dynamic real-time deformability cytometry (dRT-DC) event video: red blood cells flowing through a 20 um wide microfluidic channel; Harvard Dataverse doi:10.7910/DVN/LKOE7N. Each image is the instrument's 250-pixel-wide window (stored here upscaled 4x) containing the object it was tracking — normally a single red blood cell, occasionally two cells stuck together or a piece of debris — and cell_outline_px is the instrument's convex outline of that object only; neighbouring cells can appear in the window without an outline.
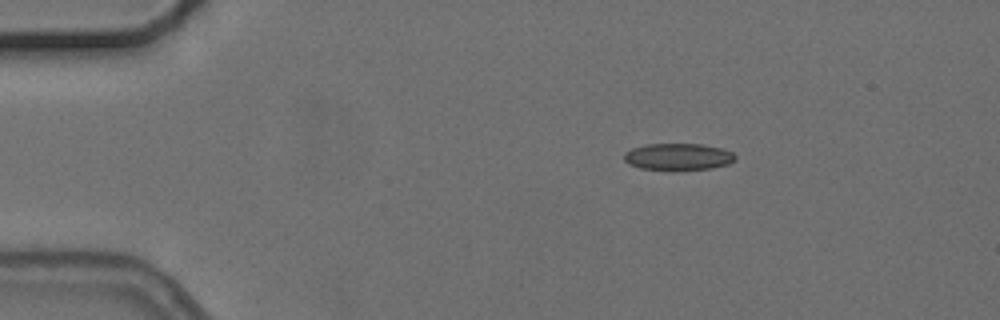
{"species": "common noctule bat (a hibernating species)", "species_latin": "Nyctalus noctula", "temperature_condition": "cold", "stored_images_in_passage": 4, "camera_frame_rate_fps": 3000, "um_per_image_px": 0.085, "animal": {"sex": "female", "body_mass_g": 24.6, "forearm_length_mm": 56.2}, "frame": {"image": 1, "passage_image": 1, "time_ms": 0.0, "image_size_px": [1000, 320], "cell_outline_px": [[736, 160], [728, 164], [712, 168], [640, 168], [628, 164], [624, 160], [624, 152], [632, 148], [648, 144], [704, 144], [724, 148], [732, 152], [736, 156]], "centroid_in_image_um": [57.67, 13.28], "position_along_channel_um": 27.3, "area_um2": 16.99}}